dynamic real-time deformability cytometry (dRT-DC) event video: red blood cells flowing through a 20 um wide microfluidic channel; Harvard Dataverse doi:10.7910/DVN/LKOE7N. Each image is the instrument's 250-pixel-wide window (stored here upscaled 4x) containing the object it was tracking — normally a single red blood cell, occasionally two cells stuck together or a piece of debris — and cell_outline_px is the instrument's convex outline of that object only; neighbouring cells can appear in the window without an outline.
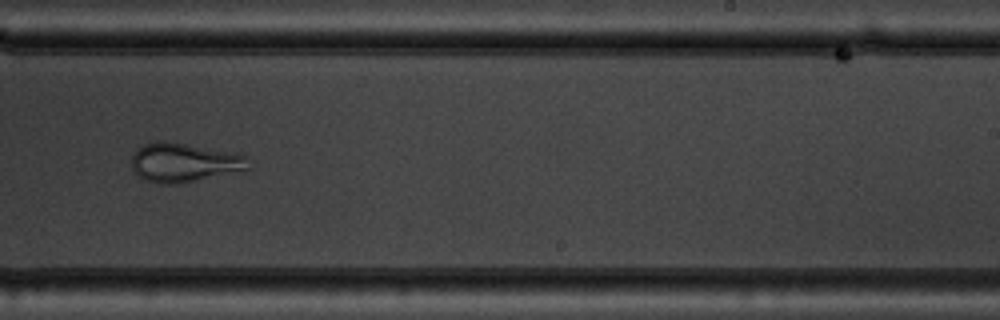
{"species": "common noctule bat (a hibernating species)", "species_latin": "Nyctalus noctula", "temperature_condition": "warm", "stored_images_in_passage": 46, "camera_frame_rate_fps": 3000, "um_per_image_px": 0.085, "animal": {"sex": "male", "body_mass_g": 19.5, "forearm_length_mm": 54.6}, "frame": {"image": 1, "passage_image": 26, "time_ms": 8.333, "image_size_px": [1000, 320], "cell_outline_px": [[248, 168], [180, 184], [156, 184], [144, 180], [136, 176], [132, 168], [132, 156], [136, 148], [144, 144], [156, 140], [164, 140], [232, 152], [248, 156]], "centroid_in_image_um": [15.55, 13.81], "position_along_channel_um": 273.5, "area_um2": 26.65}}
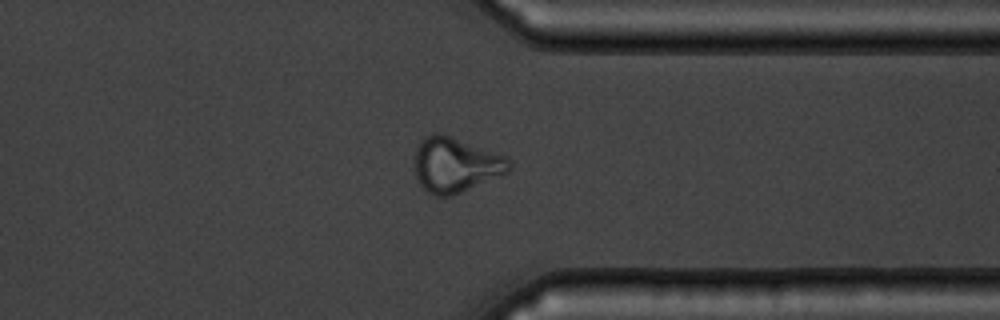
{"frame": {"image": 2, "passage_image": 34, "time_ms": 11.0, "image_size_px": [1000, 320], "cell_outline_px": [[512, 168], [508, 172], [500, 176], [452, 196], [436, 196], [428, 192], [420, 184], [412, 168], [416, 148], [420, 140], [424, 136], [432, 132], [436, 132], [508, 156], [512, 164]], "centroid_in_image_um": [38.7, 14.01], "position_along_channel_um": 372.7, "area_um2": 30.58}}
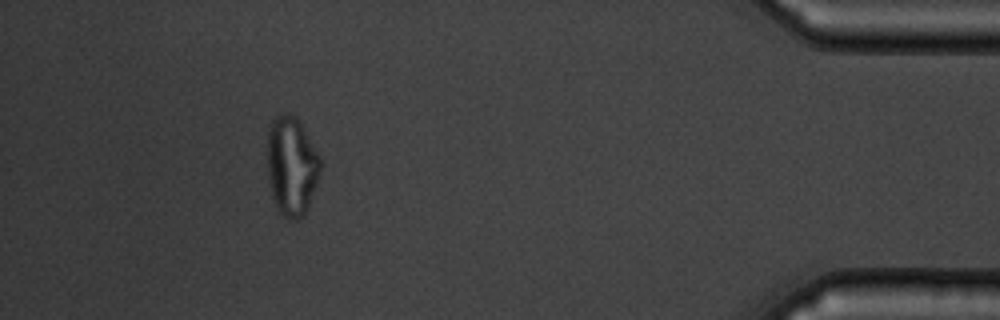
{"frame": {"image": 3, "passage_image": 41, "time_ms": 13.333, "image_size_px": [1000, 320], "cell_outline_px": [[320, 172], [308, 208], [296, 220], [288, 220], [276, 208], [272, 200], [268, 176], [268, 132], [272, 120], [276, 116], [284, 112], [288, 112], [296, 116], [320, 156]], "centroid_in_image_um": [24.77, 14.11], "position_along_channel_um": 410.4, "area_um2": 30.58}, "authors_computed_cell_mechanics": {"area_um2": 29.9404, "velocity_mm_per_s": 3.7746, "shape_relaxation_time_tau1_ms": 7.0386, "shape_relaxation_time_tau2_ms": 1.4945, "deformation_change_tau1": 0.1636, "deformation_change_tau2": 0.0689}}